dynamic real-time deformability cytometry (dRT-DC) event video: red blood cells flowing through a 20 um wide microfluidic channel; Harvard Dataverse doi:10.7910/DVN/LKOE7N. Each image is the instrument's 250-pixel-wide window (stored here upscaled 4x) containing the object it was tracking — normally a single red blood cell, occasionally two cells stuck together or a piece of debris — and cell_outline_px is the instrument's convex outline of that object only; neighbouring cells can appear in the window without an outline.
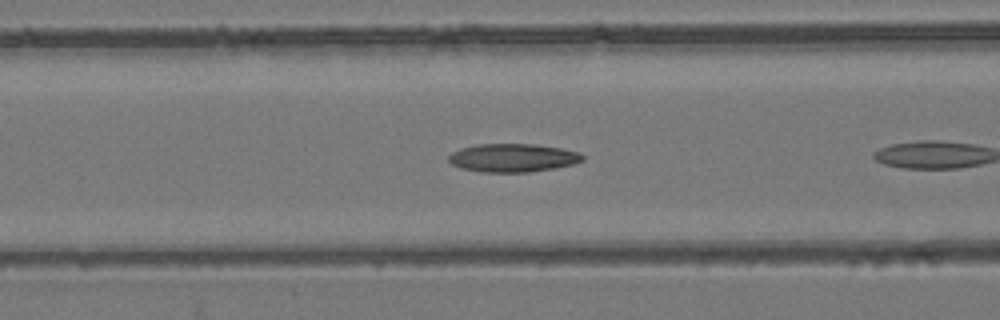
{"species": "common noctule bat (a hibernating species)", "species_latin": "Nyctalus noctula", "temperature_condition": "room temperature", "stored_images_in_passage": 6, "camera_frame_rate_fps": 3000, "um_per_image_px": 0.085, "animal": {"sex": "female", "body_mass_g": 24.6, "forearm_length_mm": 56.2}, "frame": {"image": 1, "passage_image": 5, "time_ms": 1.333, "image_size_px": [1000, 320], "cell_outline_px": [[584, 160], [572, 164], [552, 168], [528, 172], [480, 172], [460, 168], [452, 164], [448, 160], [448, 156], [452, 152], [460, 148], [476, 144], [536, 144], [560, 148], [576, 152], [584, 156]], "centroid_in_image_um": [43.53, 13.41], "position_along_channel_um": 123.1, "area_um2": 22.02}}